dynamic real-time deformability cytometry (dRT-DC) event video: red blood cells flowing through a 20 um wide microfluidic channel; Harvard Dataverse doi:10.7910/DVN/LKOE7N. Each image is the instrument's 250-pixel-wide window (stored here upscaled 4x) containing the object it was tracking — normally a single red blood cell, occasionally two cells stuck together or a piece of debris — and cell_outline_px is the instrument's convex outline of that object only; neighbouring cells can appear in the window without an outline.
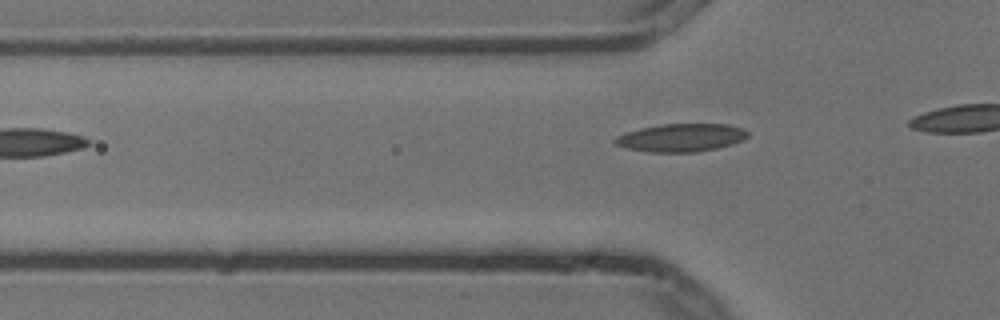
{"species": "common noctule bat (a hibernating species)", "species_latin": "Nyctalus noctula", "temperature_condition": "cold", "stored_images_in_passage": 4, "camera_frame_rate_fps": 3000, "um_per_image_px": 0.085, "animal": {"sex": "male", "body_mass_g": 13.3}, "frame": {"image": 1, "passage_image": 4, "time_ms": 1.0, "image_size_px": [1000, 320], "cell_outline_px": [[748, 136], [732, 144], [716, 148], [696, 152], [652, 152], [628, 148], [616, 144], [612, 140], [616, 136], [624, 132], [640, 128], [660, 124], [728, 124], [744, 128], [748, 132]], "centroid_in_image_um": [57.88, 11.69], "position_along_channel_um": 67.9, "area_um2": 21.62}}